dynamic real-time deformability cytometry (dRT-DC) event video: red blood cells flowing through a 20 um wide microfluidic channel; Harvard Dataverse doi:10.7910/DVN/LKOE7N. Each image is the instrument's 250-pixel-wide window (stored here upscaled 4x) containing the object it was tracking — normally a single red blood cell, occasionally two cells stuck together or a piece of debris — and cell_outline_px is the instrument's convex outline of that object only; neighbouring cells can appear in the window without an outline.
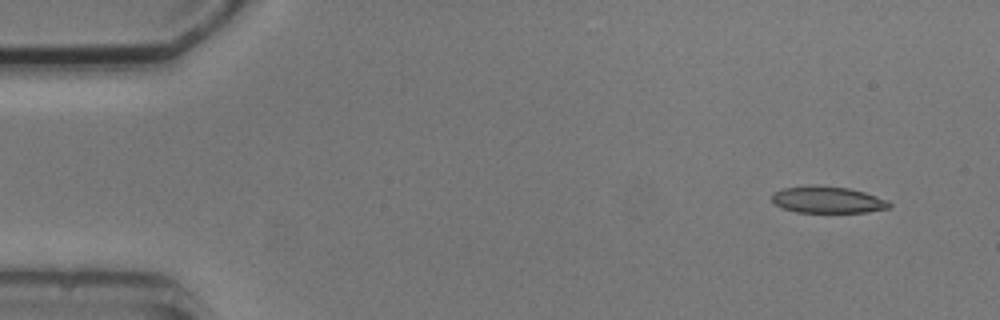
{"species": "common noctule bat (a hibernating species)", "species_latin": "Nyctalus noctula", "temperature_condition": "cold", "stored_images_in_passage": 4, "camera_frame_rate_fps": 3000, "um_per_image_px": 0.085, "animal": {"sex": "male", "body_mass_g": 20.5, "forearm_length_mm": 52.5}, "frame": {"image": 1, "passage_image": 1, "time_ms": 0.0, "image_size_px": [1000, 320], "cell_outline_px": [[892, 208], [864, 212], [796, 212], [784, 208], [776, 204], [772, 200], [772, 192], [784, 188], [812, 184], [816, 184], [848, 188], [864, 192], [888, 200], [892, 204]], "centroid_in_image_um": [70.36, 16.97], "position_along_channel_um": 14.6, "area_um2": 18.38}}
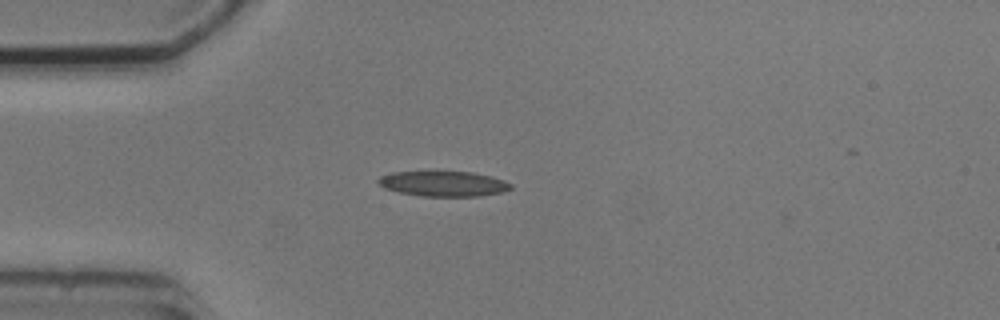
{"frame": {"image": 2, "passage_image": 3, "time_ms": 3.333, "image_size_px": [1000, 320], "cell_outline_px": [[512, 188], [504, 192], [480, 196], [420, 196], [400, 192], [384, 188], [376, 180], [380, 176], [392, 172], [472, 172], [504, 180], [512, 184]], "centroid_in_image_um": [37.7, 15.62], "position_along_channel_um": 47.3, "area_um2": 19.36}}